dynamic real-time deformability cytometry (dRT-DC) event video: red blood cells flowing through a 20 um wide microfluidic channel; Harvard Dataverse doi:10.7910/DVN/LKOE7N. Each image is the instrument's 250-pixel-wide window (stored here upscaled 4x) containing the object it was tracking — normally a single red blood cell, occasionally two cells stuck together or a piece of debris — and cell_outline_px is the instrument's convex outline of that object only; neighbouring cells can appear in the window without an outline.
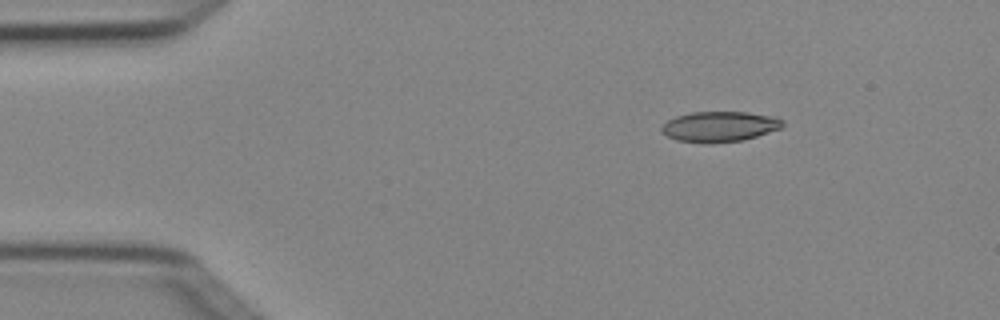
{"species": "Egyptian fruit bat (a non-hibernating species)", "species_latin": "Rousettus aegyptiacus", "temperature_condition": "cold", "stored_images_in_passage": 2, "camera_frame_rate_fps": 3000, "um_per_image_px": 0.085, "animal": {"sex": "female"}, "frame": {"image": 1, "passage_image": 1, "time_ms": 0.0, "image_size_px": [1000, 320], "cell_outline_px": [[784, 124], [780, 128], [744, 140], [708, 144], [676, 140], [668, 136], [660, 128], [668, 120], [676, 116], [692, 112], [748, 112], [772, 116], [784, 120]], "centroid_in_image_um": [61.16, 10.76], "position_along_channel_um": 23.8, "area_um2": 21.39}}